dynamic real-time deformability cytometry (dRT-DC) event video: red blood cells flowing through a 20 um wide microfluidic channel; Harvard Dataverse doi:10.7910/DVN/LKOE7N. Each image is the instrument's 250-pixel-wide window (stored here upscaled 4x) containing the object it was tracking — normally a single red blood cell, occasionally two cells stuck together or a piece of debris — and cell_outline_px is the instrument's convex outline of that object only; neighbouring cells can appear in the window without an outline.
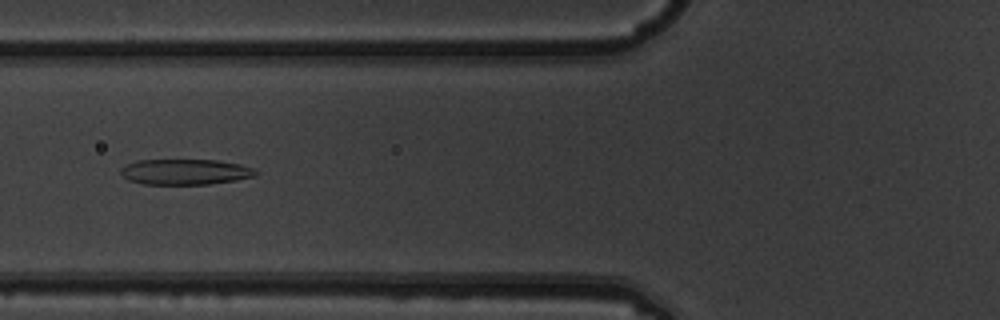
{"species": "common noctule bat (a hibernating species)", "species_latin": "Nyctalus noctula", "temperature_condition": "warm", "stored_images_in_passage": 9, "camera_frame_rate_fps": 3000, "um_per_image_px": 0.085, "animal": {"sex": "male", "body_mass_g": 19.5, "forearm_length_mm": 54.6}, "frame": {"image": 1, "passage_image": 6, "time_ms": 1.667, "image_size_px": [1000, 320], "cell_outline_px": [[260, 172], [256, 176], [236, 180], [208, 184], [144, 184], [128, 180], [120, 172], [120, 168], [136, 160], [216, 160], [240, 164], [256, 168]], "centroid_in_image_um": [15.79, 14.6], "position_along_channel_um": 110.0, "area_um2": 20.23}}
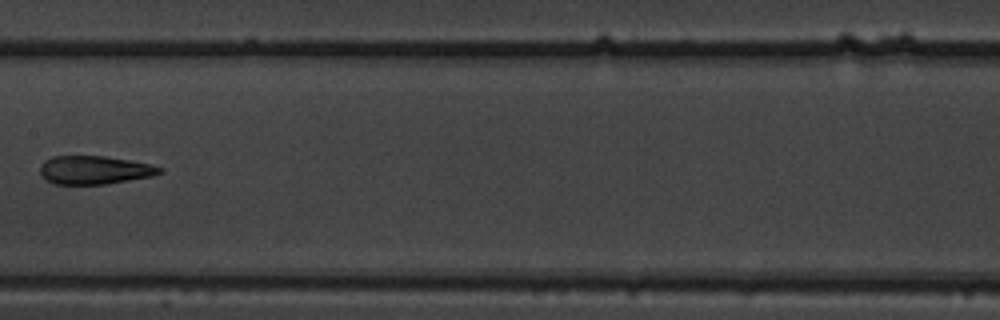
{"frame": {"image": 2, "passage_image": 8, "time_ms": 2.333, "image_size_px": [1000, 320], "cell_outline_px": [[164, 172], [152, 176], [104, 184], [52, 184], [44, 180], [40, 176], [40, 164], [44, 160], [52, 156], [104, 156], [128, 160], [148, 164], [164, 168]], "centroid_in_image_um": [7.97, 14.45], "position_along_channel_um": 199.4, "area_um2": 19.88}}
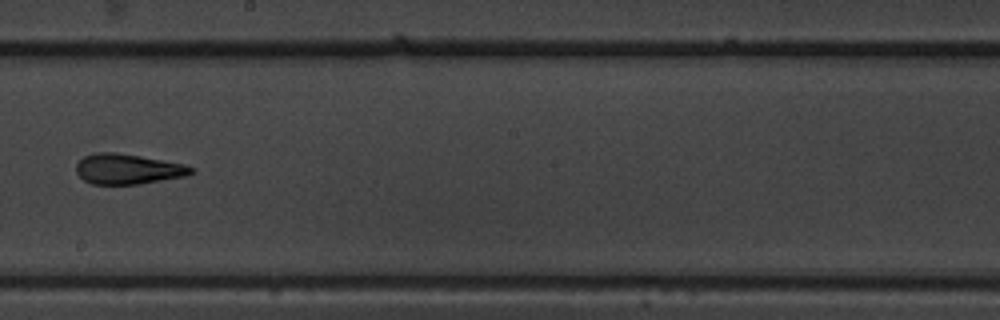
{"frame": {"image": 3, "passage_image": 9, "time_ms": 2.667, "image_size_px": [1000, 320], "cell_outline_px": [[196, 172], [188, 176], [140, 184], [92, 184], [84, 180], [76, 172], [76, 164], [84, 156], [96, 152], [116, 152], [140, 156], [184, 164], [196, 168]], "centroid_in_image_um": [10.91, 14.37], "position_along_channel_um": 237.3, "area_um2": 20.46}}